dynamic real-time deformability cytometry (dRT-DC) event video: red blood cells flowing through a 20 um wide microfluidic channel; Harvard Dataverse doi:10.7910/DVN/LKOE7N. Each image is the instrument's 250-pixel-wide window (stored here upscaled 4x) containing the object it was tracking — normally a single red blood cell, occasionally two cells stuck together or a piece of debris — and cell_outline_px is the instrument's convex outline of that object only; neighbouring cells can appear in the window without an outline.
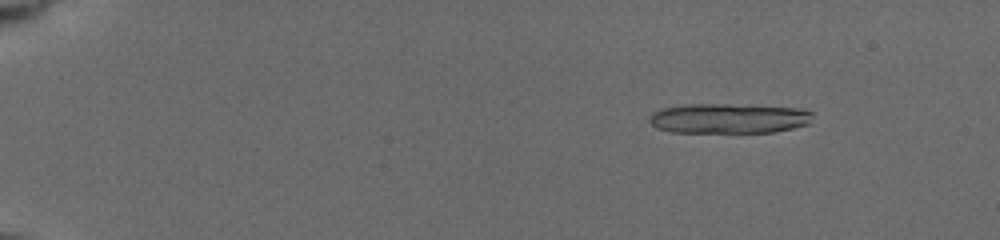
{"species": "common noctule bat (a hibernating species)", "species_latin": "Nyctalus noctula", "temperature_condition": "cold", "stored_images_in_passage": 9, "camera_frame_rate_fps": 3000, "um_per_image_px": 0.085, "animal": {"sex": "female", "body_mass_g": 19.5, "forearm_length_mm": 54.1}, "frame": {"image": 1, "passage_image": 1, "time_ms": 0.0, "image_size_px": [1000, 240], "cell_outline_px": [[812, 112], [808, 124], [792, 128], [772, 132], [672, 132], [656, 128], [648, 120], [652, 112], [660, 108], [684, 104], [728, 104], [796, 108]], "centroid_in_image_um": [61.86, 10.06], "position_along_channel_um": 23.1, "area_um2": 28.38}}
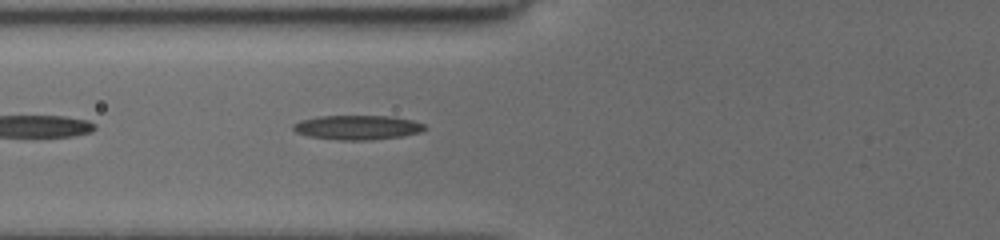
{"frame": {"image": 2, "passage_image": 9, "time_ms": 5.333, "image_size_px": [1000, 240], "cell_outline_px": [[428, 128], [420, 132], [400, 136], [372, 140], [336, 140], [308, 136], [296, 132], [292, 128], [292, 124], [300, 120], [320, 116], [392, 116], [412, 120], [424, 124]], "centroid_in_image_um": [30.36, 10.83], "position_along_channel_um": 95.4, "area_um2": 18.79}}